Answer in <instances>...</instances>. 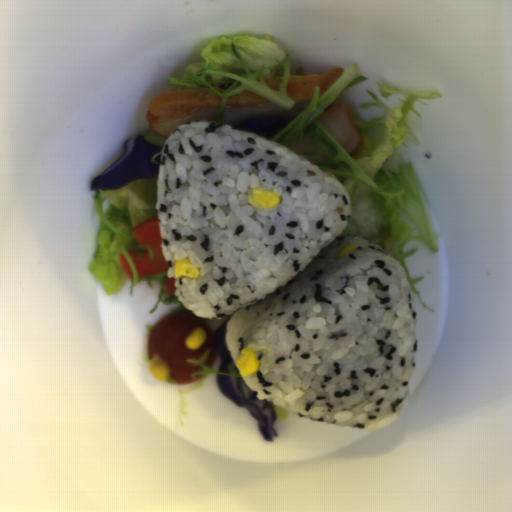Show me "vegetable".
<instances>
[{
  "instance_id": "4",
  "label": "vegetable",
  "mask_w": 512,
  "mask_h": 512,
  "mask_svg": "<svg viewBox=\"0 0 512 512\" xmlns=\"http://www.w3.org/2000/svg\"><path fill=\"white\" fill-rule=\"evenodd\" d=\"M210 355H211V349H207L198 358H187L186 362H188L189 364H191L193 366L201 367V369H202V371L194 372V373L190 374L194 379H195V375H197V374H204V376L205 375H215L216 378L218 375H227V376L238 377V378L244 379V376H241V372L237 368L235 361L227 364L229 371H221V359L216 351H215V356H214V362L211 365V367H209L207 361L210 358Z\"/></svg>"
},
{
  "instance_id": "3",
  "label": "vegetable",
  "mask_w": 512,
  "mask_h": 512,
  "mask_svg": "<svg viewBox=\"0 0 512 512\" xmlns=\"http://www.w3.org/2000/svg\"><path fill=\"white\" fill-rule=\"evenodd\" d=\"M201 55L205 61L188 64L181 80L167 77L170 83L166 84L204 89L220 96V107L216 115H209V122L222 124L229 96L243 91L258 95L286 111L293 110L296 102L287 94L291 58L275 44L272 35L264 33L262 38L220 35L205 45ZM272 79H281L280 91L276 92L265 85L264 80ZM224 84L231 86L221 94L215 88Z\"/></svg>"
},
{
  "instance_id": "5",
  "label": "vegetable",
  "mask_w": 512,
  "mask_h": 512,
  "mask_svg": "<svg viewBox=\"0 0 512 512\" xmlns=\"http://www.w3.org/2000/svg\"><path fill=\"white\" fill-rule=\"evenodd\" d=\"M146 140L149 141L150 144H153L155 146L163 147L165 146V143L168 138L158 134L156 131H154L152 128L146 132L143 136Z\"/></svg>"
},
{
  "instance_id": "2",
  "label": "vegetable",
  "mask_w": 512,
  "mask_h": 512,
  "mask_svg": "<svg viewBox=\"0 0 512 512\" xmlns=\"http://www.w3.org/2000/svg\"><path fill=\"white\" fill-rule=\"evenodd\" d=\"M159 177L155 179H135L116 190H98L90 198L94 202V209L100 220V229L96 235L97 245L92 255L88 269L98 280L107 296L121 291L127 281H130L129 294L134 297V290L143 281L152 287V281H159L160 290L155 306L149 313L164 304L178 303L172 312L186 309L176 296L175 292L168 294L165 283L168 279V270L140 277L137 265L128 254L132 250L136 258H145L147 253L150 261L154 263L152 250L148 243L143 246L135 236L132 228L141 222L159 219L156 207ZM119 252L124 255L133 271V278H129L119 262Z\"/></svg>"
},
{
  "instance_id": "1",
  "label": "vegetable",
  "mask_w": 512,
  "mask_h": 512,
  "mask_svg": "<svg viewBox=\"0 0 512 512\" xmlns=\"http://www.w3.org/2000/svg\"><path fill=\"white\" fill-rule=\"evenodd\" d=\"M367 78L359 74L354 62L320 96L319 86H315L310 103L291 123L286 122L279 133L268 139L283 146L298 138H310L316 143L318 149L299 155H324L331 159L313 164L334 175L346 188L351 200V216L340 236L360 237L397 258L410 283L409 292L416 294L421 306L433 313L435 311L424 303L414 285L423 280V276L412 277L406 263V259L418 249L407 253L403 249L410 241L419 240L430 250L438 252L437 234L425 208L422 186L412 161L404 162L403 155L398 153L401 162L397 172L389 166L397 148H407L408 139L417 144L418 139L407 122L410 112L421 118L415 103L428 106L419 101L436 99L440 95L439 92L407 93L377 82L383 98L388 100L398 95L406 98H398L401 102L399 107H387L374 92L366 90L373 101L361 104L359 109L378 107L385 114L371 120L350 115L360 137H369L372 148H366L361 141L359 150L349 155L317 119L342 92ZM334 164L339 166L337 170L326 167Z\"/></svg>"
},
{
  "instance_id": "6",
  "label": "vegetable",
  "mask_w": 512,
  "mask_h": 512,
  "mask_svg": "<svg viewBox=\"0 0 512 512\" xmlns=\"http://www.w3.org/2000/svg\"><path fill=\"white\" fill-rule=\"evenodd\" d=\"M293 76H301V77H305V75H304V72H303L302 68H301V69H295V72H294V75H293Z\"/></svg>"
}]
</instances>
